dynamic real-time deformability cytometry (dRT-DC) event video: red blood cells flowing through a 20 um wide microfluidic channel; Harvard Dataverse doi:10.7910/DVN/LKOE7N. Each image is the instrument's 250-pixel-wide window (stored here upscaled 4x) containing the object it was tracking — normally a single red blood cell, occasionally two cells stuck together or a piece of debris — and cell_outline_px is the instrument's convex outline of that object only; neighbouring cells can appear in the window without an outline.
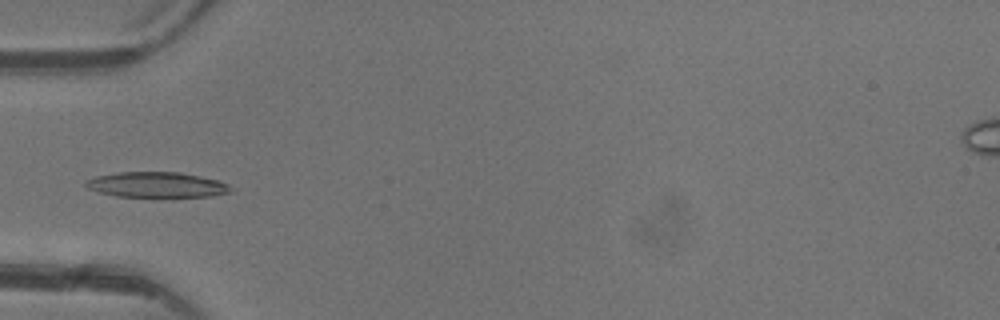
{"species": "common noctule bat (a hibernating species)", "species_latin": "Nyctalus noctula", "temperature_condition": "warm", "stored_images_in_passage": 4, "camera_frame_rate_fps": 3000, "um_per_image_px": 0.085, "animal": {"sex": "female"}, "frame": {"image": 1, "passage_image": 3, "time_ms": 2.333, "image_size_px": [1000, 320], "cell_outline_px": [[232, 192], [212, 196], [116, 196], [100, 192], [88, 188], [84, 184], [84, 180], [96, 176], [116, 172], [180, 172], [200, 176], [216, 180], [228, 184], [232, 188]], "centroid_in_image_um": [13.3, 15.69], "position_along_channel_um": 71.7, "area_um2": 21.27}}
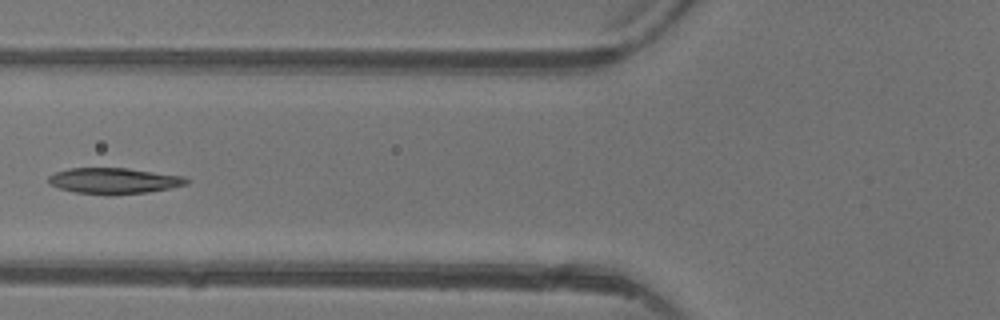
{"frame": {"image": 2, "passage_image": 4, "time_ms": 3.333, "image_size_px": [1000, 320], "cell_outline_px": [[188, 184], [148, 192], [112, 196], [104, 196], [76, 192], [60, 188], [48, 184], [48, 176], [56, 172], [68, 168], [128, 168], [184, 176], [188, 180]], "centroid_in_image_um": [9.66, 15.38], "position_along_channel_um": 116.1, "area_um2": 21.1}}